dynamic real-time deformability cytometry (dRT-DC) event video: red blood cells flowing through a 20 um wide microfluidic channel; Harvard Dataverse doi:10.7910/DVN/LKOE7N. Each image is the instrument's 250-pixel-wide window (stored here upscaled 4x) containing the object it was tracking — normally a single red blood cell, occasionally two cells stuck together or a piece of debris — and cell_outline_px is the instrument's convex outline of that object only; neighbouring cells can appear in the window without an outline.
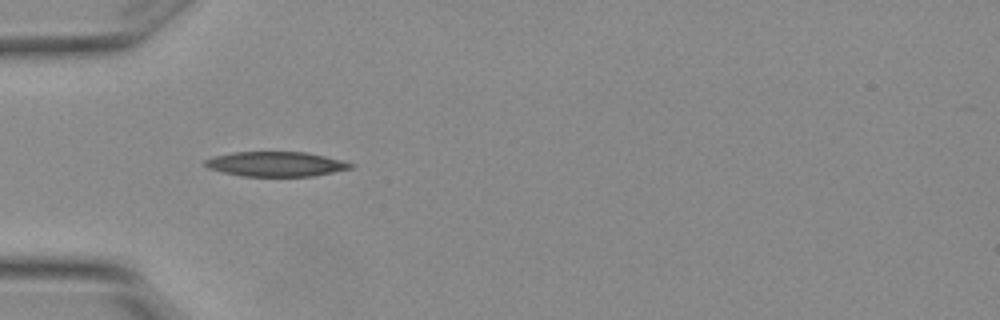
{"species": "Egyptian fruit bat (a non-hibernating species)", "species_latin": "Rousettus aegyptiacus", "temperature_condition": "warm", "stored_images_in_passage": 7, "camera_frame_rate_fps": 3000, "um_per_image_px": 0.085, "animal": {"sex": "female"}, "frame": {"image": 1, "passage_image": 4, "time_ms": 1.0, "image_size_px": [1000, 320], "cell_outline_px": [[356, 164], [352, 168], [312, 176], [244, 176], [224, 172], [208, 168], [204, 164], [204, 160], [212, 156], [232, 152], [304, 152], [344, 160]], "centroid_in_image_um": [23.45, 13.94], "position_along_channel_um": 61.5, "area_um2": 20.98}}
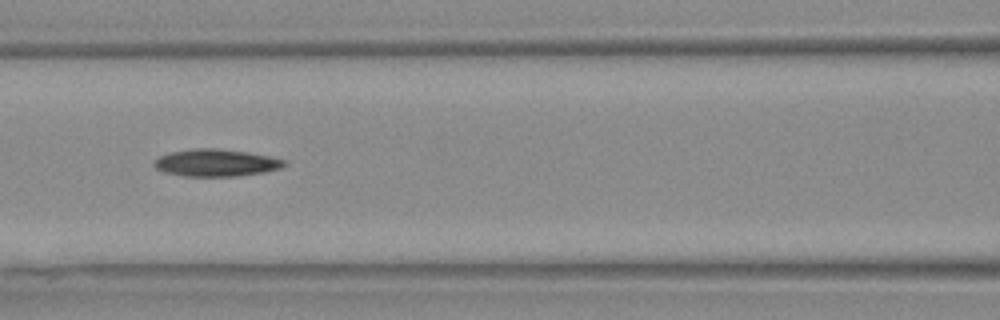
{"frame": {"image": 2, "passage_image": 6, "time_ms": 1.667, "image_size_px": [1000, 320], "cell_outline_px": [[288, 164], [280, 168], [264, 172], [236, 176], [184, 176], [164, 172], [156, 168], [152, 164], [160, 156], [172, 152], [192, 148], [216, 148], [248, 152], [288, 160]], "centroid_in_image_um": [18.39, 13.83], "position_along_channel_um": 148.2, "area_um2": 20.63}}
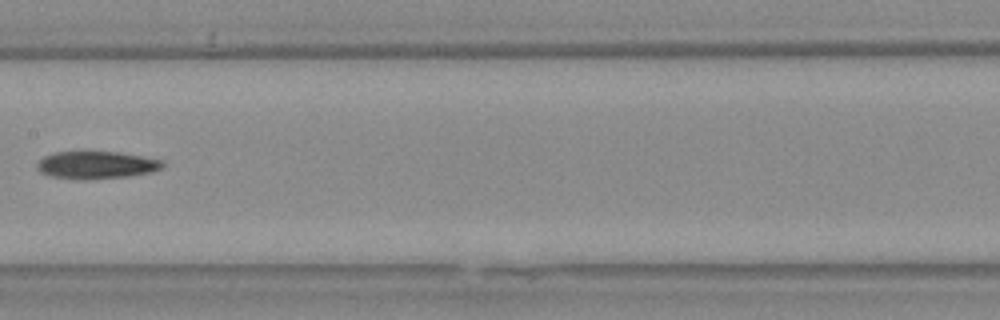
{"frame": {"image": 3, "passage_image": 7, "time_ms": 2.0, "image_size_px": [1000, 320], "cell_outline_px": [[164, 164], [160, 168], [152, 172], [124, 176], [52, 176], [44, 172], [36, 164], [44, 156], [56, 152], [80, 148], [84, 148], [120, 152], [164, 160]], "centroid_in_image_um": [8.24, 13.9], "position_along_channel_um": 199.2, "area_um2": 19.65}}